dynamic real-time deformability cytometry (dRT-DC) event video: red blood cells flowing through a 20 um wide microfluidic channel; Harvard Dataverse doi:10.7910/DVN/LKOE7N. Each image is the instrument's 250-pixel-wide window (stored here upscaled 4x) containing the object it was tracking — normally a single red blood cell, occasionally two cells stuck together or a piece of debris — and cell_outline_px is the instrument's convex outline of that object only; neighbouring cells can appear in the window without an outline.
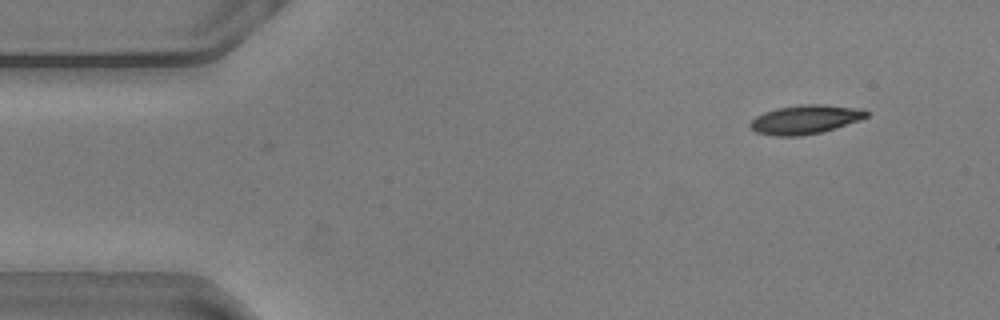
{"species": "common noctule bat (a hibernating species)", "species_latin": "Nyctalus noctula", "temperature_condition": "warm", "stored_images_in_passage": 3, "camera_frame_rate_fps": 3000, "um_per_image_px": 0.085, "animal": {"sex": "male", "body_mass_g": 20.5, "forearm_length_mm": 52.5}, "frame": {"image": 1, "passage_image": 3, "time_ms": 0.667, "image_size_px": [1000, 320], "cell_outline_px": [[868, 116], [860, 120], [836, 128], [820, 132], [800, 136], [772, 136], [756, 132], [748, 124], [756, 116], [764, 112], [776, 108], [800, 104], [824, 104], [856, 108], [868, 112]], "centroid_in_image_um": [68.42, 10.15], "position_along_channel_um": 16.6, "area_um2": 19.59}}